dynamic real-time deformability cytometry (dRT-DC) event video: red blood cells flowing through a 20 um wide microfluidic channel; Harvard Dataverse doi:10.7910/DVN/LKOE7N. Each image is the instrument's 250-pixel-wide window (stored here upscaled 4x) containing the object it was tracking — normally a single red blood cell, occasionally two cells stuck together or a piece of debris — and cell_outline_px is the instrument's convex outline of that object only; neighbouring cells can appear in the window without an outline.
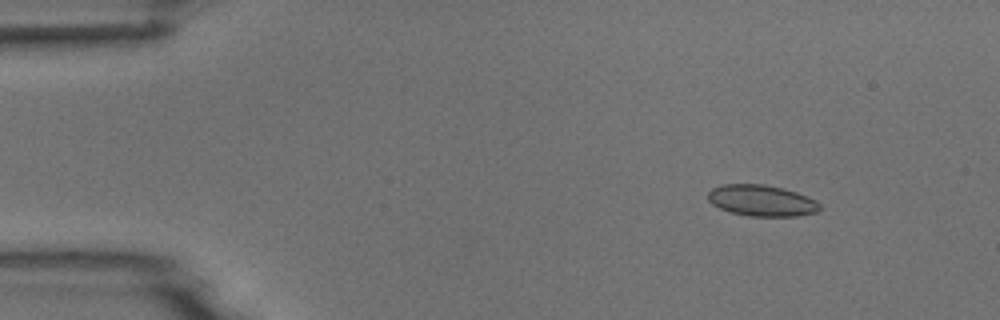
{"species": "common noctule bat (a hibernating species)", "species_latin": "Nyctalus noctula", "temperature_condition": "room temperature", "stored_images_in_passage": 7, "camera_frame_rate_fps": 3000, "um_per_image_px": 0.085, "animal": {"sex": "male", "body_mass_g": 18.8}, "frame": {"image": 1, "passage_image": 2, "time_ms": 1.0, "image_size_px": [1000, 320], "cell_outline_px": [[820, 208], [816, 212], [796, 216], [748, 216], [732, 212], [720, 208], [712, 204], [708, 200], [708, 192], [712, 188], [720, 184], [764, 184], [784, 188], [796, 192], [816, 200], [820, 204]], "centroid_in_image_um": [64.72, 17.04], "position_along_channel_um": 20.3, "area_um2": 20.35}}